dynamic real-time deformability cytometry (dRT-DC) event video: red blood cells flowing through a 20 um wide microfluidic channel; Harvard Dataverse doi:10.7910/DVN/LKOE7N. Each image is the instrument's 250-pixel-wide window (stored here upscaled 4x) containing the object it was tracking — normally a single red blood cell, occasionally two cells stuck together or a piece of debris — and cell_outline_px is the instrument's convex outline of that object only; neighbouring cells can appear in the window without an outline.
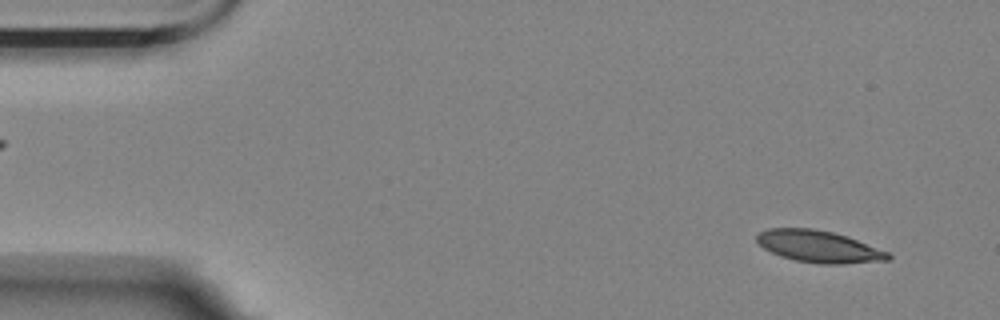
{"species": "Egyptian fruit bat (a non-hibernating species)", "species_latin": "Rousettus aegyptiacus", "temperature_condition": "room temperature", "stored_images_in_passage": 56, "camera_frame_rate_fps": 3000, "um_per_image_px": 0.085, "animal": {"sex": "female"}, "frame": {"image": 1, "passage_image": 3, "time_ms": 0.667, "image_size_px": [1000, 320], "cell_outline_px": [[892, 256], [888, 260], [840, 264], [820, 264], [796, 260], [780, 256], [764, 248], [756, 240], [756, 236], [760, 232], [768, 228], [812, 228], [832, 232], [848, 236], [888, 252]], "centroid_in_image_um": [69.6, 20.95], "position_along_channel_um": 15.4, "area_um2": 24.28}}
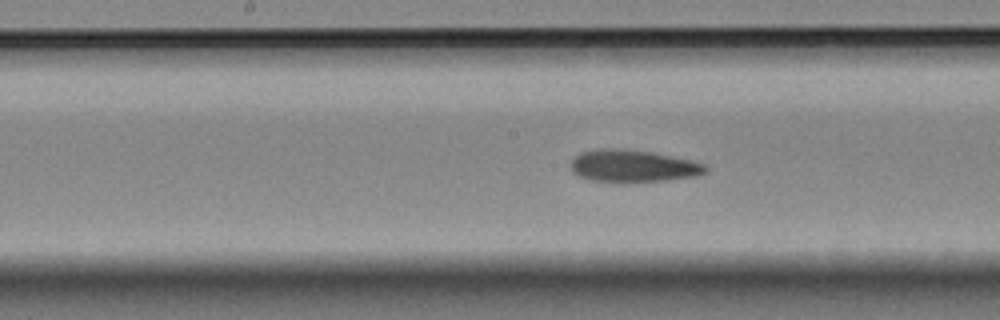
{"frame": {"image": 2, "passage_image": 27, "time_ms": 8.667, "image_size_px": [1000, 320], "cell_outline_px": [[708, 172], [696, 176], [668, 180], [592, 180], [580, 176], [572, 172], [572, 160], [580, 152], [600, 148], [624, 148], [652, 152], [692, 160], [708, 164]], "centroid_in_image_um": [53.87, 14.07], "position_along_channel_um": 194.3, "area_um2": 24.91}}
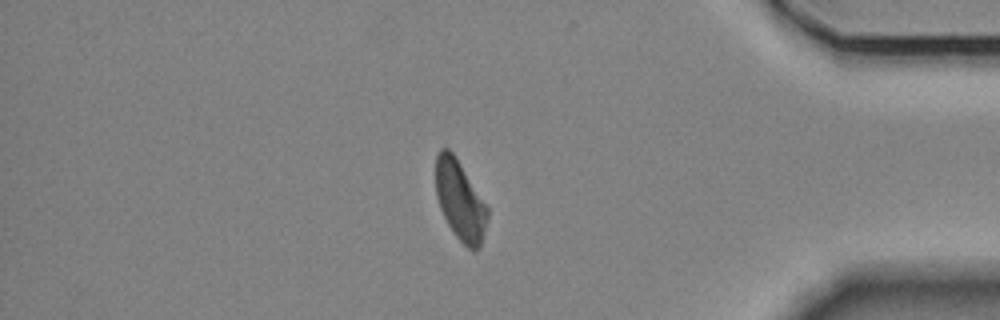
{"frame": {"image": 3, "passage_image": 47, "time_ms": 15.333, "image_size_px": [1000, 320], "cell_outline_px": [[488, 216], [480, 248], [472, 252], [456, 236], [448, 224], [440, 208], [436, 196], [436, 156], [440, 148], [448, 148], [456, 156], [488, 208]], "centroid_in_image_um": [39.1, 17.04], "position_along_channel_um": 396.1, "area_um2": 23.87}, "authors_computed_cell_mechanics": {"area_um2": 24.9407, "velocity_mm_per_s": 3.4802, "shape_relaxation_time_tau1_ms": 8.3003, "shape_relaxation_time_tau2_ms": 3.4615, "deformation_change_tau1": 0.1893, "deformation_change_tau2": 0.0826}}